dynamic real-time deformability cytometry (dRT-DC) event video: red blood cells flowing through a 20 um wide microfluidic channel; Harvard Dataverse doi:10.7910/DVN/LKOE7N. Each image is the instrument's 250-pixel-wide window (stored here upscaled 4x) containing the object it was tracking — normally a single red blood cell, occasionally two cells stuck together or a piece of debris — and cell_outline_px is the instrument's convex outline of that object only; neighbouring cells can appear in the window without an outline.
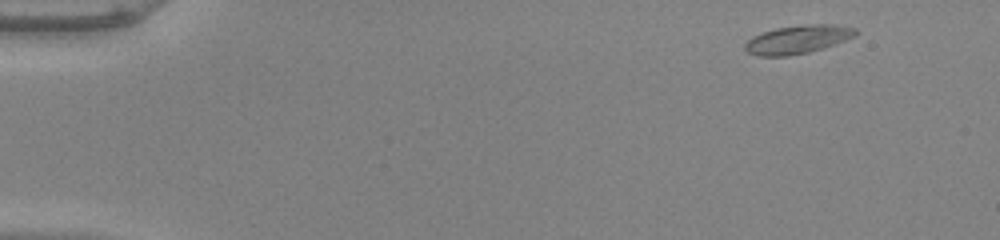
{"species": "common noctule bat (a hibernating species)", "species_latin": "Nyctalus noctula", "temperature_condition": "warm", "stored_images_in_passage": 49, "camera_frame_rate_fps": 3000, "um_per_image_px": 0.085, "animal": {"sex": "male", "body_mass_g": 20.0, "forearm_length_mm": 53.3}, "frame": {"image": 1, "passage_image": 2, "time_ms": 0.333, "image_size_px": [1000, 240], "cell_outline_px": [[860, 32], [856, 36], [808, 52], [788, 56], [756, 56], [748, 52], [744, 48], [744, 44], [752, 36], [776, 28], [804, 24], [832, 24], [856, 28]], "centroid_in_image_um": [67.8, 3.34], "position_along_channel_um": 17.2, "area_um2": 18.21}}
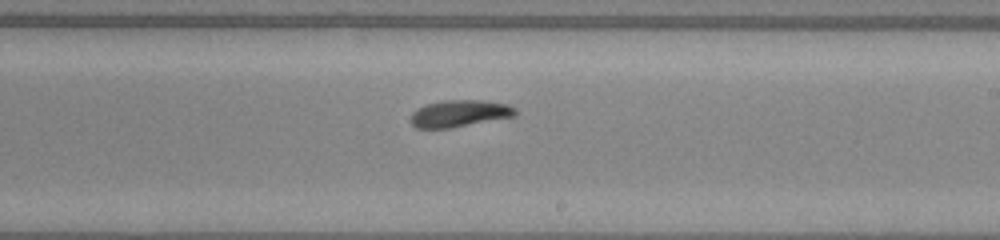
{"frame": {"image": 2, "passage_image": 29, "time_ms": 9.333, "image_size_px": [1000, 240], "cell_outline_px": [[516, 116], [452, 128], [416, 128], [408, 120], [412, 112], [416, 108], [428, 104], [444, 100], [484, 100], [508, 104], [516, 108]], "centroid_in_image_um": [39.05, 9.65], "position_along_channel_um": 250.0, "area_um2": 16.65}}
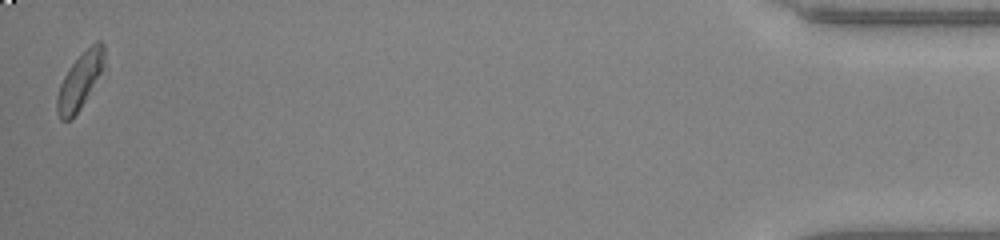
{"frame": {"image": 3, "passage_image": 49, "time_ms": 16.0, "image_size_px": [1000, 240], "cell_outline_px": [[104, 68], [80, 108], [72, 120], [60, 120], [56, 112], [56, 96], [60, 84], [68, 68], [96, 40], [100, 40], [104, 44]], "centroid_in_image_um": [6.77, 6.9], "position_along_channel_um": 428.4, "area_um2": 15.32}, "authors_computed_cell_mechanics": {"area_um2": 16.6464, "velocity_mm_per_s": 3.9626, "shape_relaxation_time_tau1_ms": 2.2639, "shape_relaxation_time_tau2_ms": 7.4665, "deformation_change_tau1": 0.1472, "deformation_change_tau2": 0.1354}}